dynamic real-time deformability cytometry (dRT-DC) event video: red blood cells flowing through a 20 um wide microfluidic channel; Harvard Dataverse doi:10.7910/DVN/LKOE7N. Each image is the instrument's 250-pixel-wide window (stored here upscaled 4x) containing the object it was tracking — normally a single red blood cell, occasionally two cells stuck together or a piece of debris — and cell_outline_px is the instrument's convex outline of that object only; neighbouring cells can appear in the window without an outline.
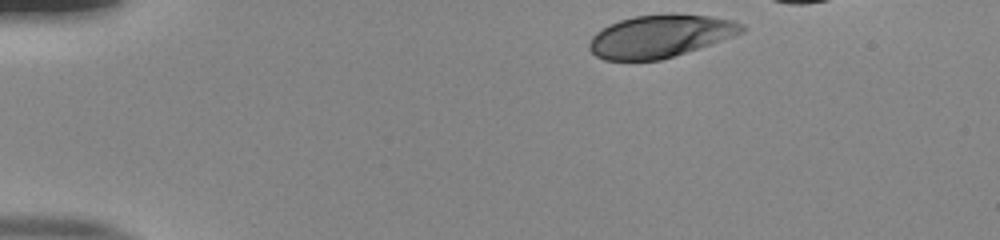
{"species": "human", "species_latin": "Homo sapiens", "temperature_condition": "room temperature", "stored_images_in_passage": 38, "camera_frame_rate_fps": 3000, "um_per_image_px": 0.085, "donor": {"sex": "male"}, "frame": {"image": 1, "passage_image": 1, "time_ms": 0.0, "image_size_px": [1000, 240], "cell_outline_px": [[744, 32], [660, 60], [604, 60], [596, 56], [588, 48], [588, 44], [592, 36], [596, 32], [608, 24], [632, 16], [668, 12], [676, 12], [708, 16], [732, 20], [744, 24]], "centroid_in_image_um": [56.07, 3.04], "position_along_channel_um": 28.9, "area_um2": 37.92}}
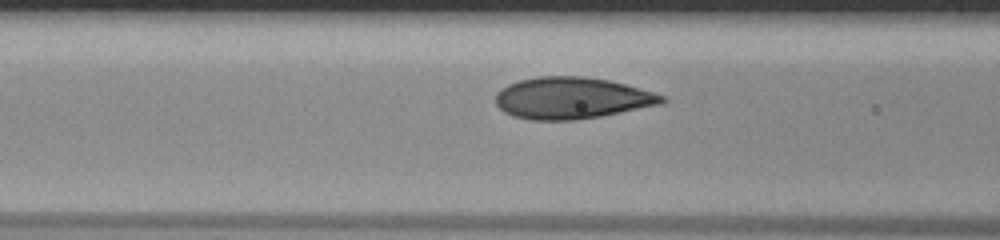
{"frame": {"image": 2, "passage_image": 14, "time_ms": 4.333, "image_size_px": [1000, 240], "cell_outline_px": [[668, 100], [664, 104], [600, 116], [576, 120], [528, 120], [512, 116], [504, 112], [496, 104], [496, 92], [500, 88], [508, 84], [520, 80], [536, 76], [580, 76], [608, 80], [624, 84], [652, 92], [664, 96]], "centroid_in_image_um": [48.58, 8.34], "position_along_channel_um": 118.0, "area_um2": 40.46}}
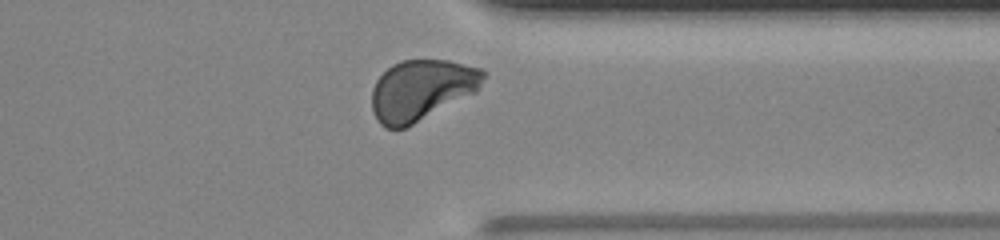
{"frame": {"image": 3, "passage_image": 34, "time_ms": 11.0, "image_size_px": [1000, 240], "cell_outline_px": [[488, 72], [476, 92], [404, 128], [384, 128], [376, 120], [372, 112], [372, 88], [376, 80], [392, 64], [400, 60], [448, 60], [480, 68]], "centroid_in_image_um": [35.81, 7.64], "position_along_channel_um": 375.6, "area_um2": 39.36}, "authors_computed_cell_mechanics": {"area_um2": 39.3618, "velocity_mm_per_s": 3.8898, "shape_relaxation_time_tau1_ms": 3.3863, "shape_relaxation_time_tau2_ms": null, "deformation_change_tau1": 0.1495, "deformation_change_tau2": null}}